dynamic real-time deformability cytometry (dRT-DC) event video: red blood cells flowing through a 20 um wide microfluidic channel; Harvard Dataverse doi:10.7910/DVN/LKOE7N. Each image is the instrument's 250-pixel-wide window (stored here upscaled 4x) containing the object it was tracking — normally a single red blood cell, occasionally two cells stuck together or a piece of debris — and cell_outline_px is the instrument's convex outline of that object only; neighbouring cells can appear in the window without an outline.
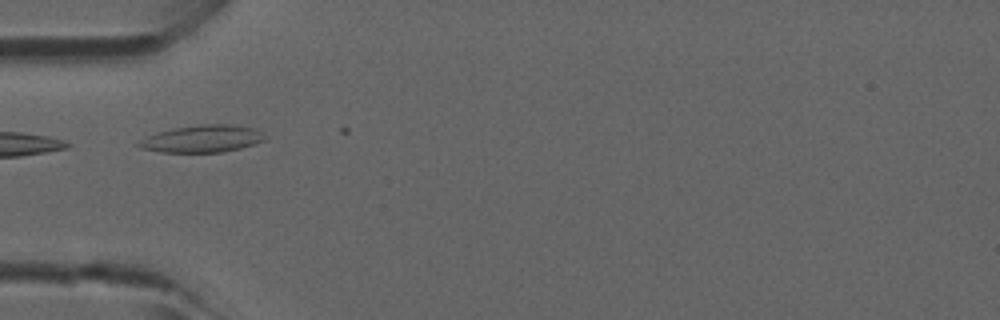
{"species": "common noctule bat (a hibernating species)", "species_latin": "Nyctalus noctula", "temperature_condition": "room temperature", "stored_images_in_passage": 2, "camera_frame_rate_fps": 3000, "um_per_image_px": 0.085, "animal": {"sex": "male", "forearm_length_mm": 52.5}, "frame": {"image": 1, "passage_image": 1, "time_ms": 0.0, "image_size_px": [1000, 320], "cell_outline_px": [[268, 136], [264, 140], [240, 148], [224, 152], [160, 152], [140, 148], [136, 144], [140, 140], [148, 136], [172, 128], [200, 124], [228, 124], [252, 128]], "centroid_in_image_um": [17.18, 11.8], "position_along_channel_um": 67.8, "area_um2": 19.83}}